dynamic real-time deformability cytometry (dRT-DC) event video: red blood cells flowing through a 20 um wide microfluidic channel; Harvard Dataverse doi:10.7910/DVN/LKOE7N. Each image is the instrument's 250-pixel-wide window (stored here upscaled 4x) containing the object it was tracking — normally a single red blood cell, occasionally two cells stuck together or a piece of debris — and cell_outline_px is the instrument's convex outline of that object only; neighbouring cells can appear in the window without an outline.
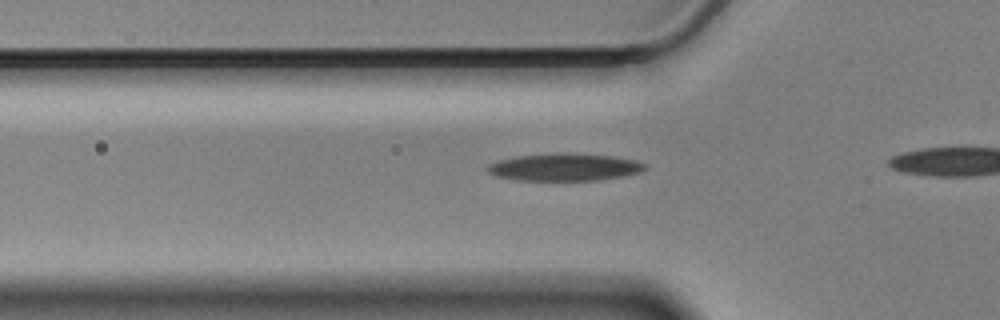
{"species": "Egyptian fruit bat (a non-hibernating species)", "species_latin": "Rousettus aegyptiacus", "temperature_condition": "cold", "stored_images_in_passage": 33, "camera_frame_rate_fps": 3000, "um_per_image_px": 0.085, "animal": {"sex": "male"}, "frame": {"image": 1, "passage_image": 6, "time_ms": 1.667, "image_size_px": [1000, 320], "cell_outline_px": [[648, 168], [640, 172], [624, 176], [596, 180], [520, 180], [496, 176], [488, 172], [488, 164], [500, 160], [516, 156], [612, 156], [636, 160], [648, 164]], "centroid_in_image_um": [48.05, 14.26], "position_along_channel_um": 77.8, "area_um2": 23.76}}
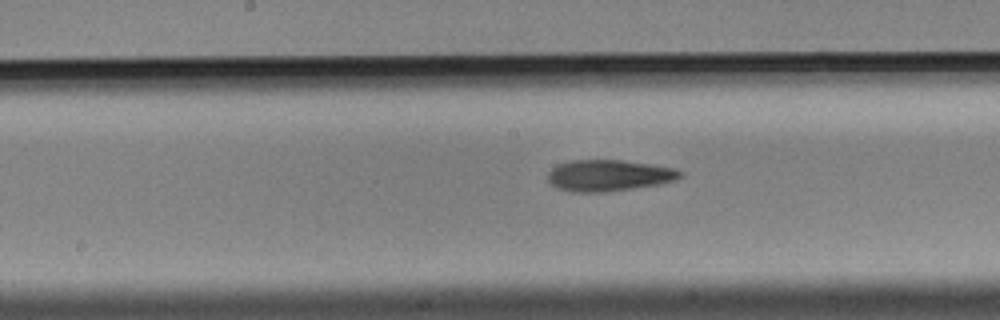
{"frame": {"image": 2, "passage_image": 16, "time_ms": 5.0, "image_size_px": [1000, 320], "cell_outline_px": [[684, 176], [676, 180], [656, 184], [632, 188], [604, 192], [572, 192], [556, 188], [548, 180], [548, 172], [552, 168], [560, 164], [572, 160], [620, 160], [676, 168], [684, 172]], "centroid_in_image_um": [51.76, 14.91], "position_along_channel_um": 196.4, "area_um2": 24.04}}
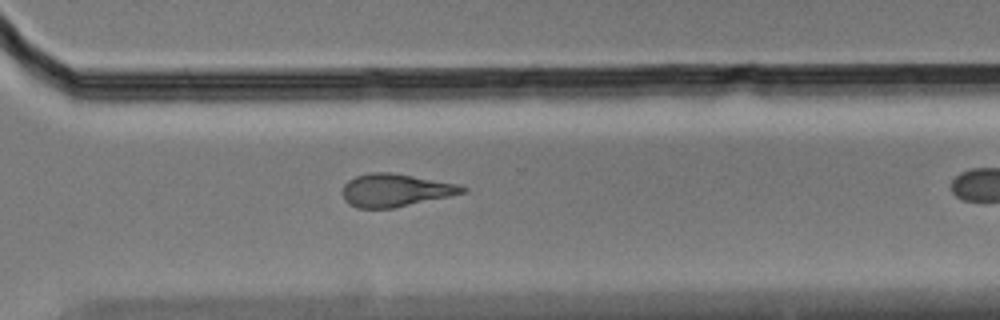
{"frame": {"image": 3, "passage_image": 28, "time_ms": 9.0, "image_size_px": [1000, 320], "cell_outline_px": [[468, 188], [464, 192], [448, 196], [392, 208], [356, 208], [348, 204], [344, 200], [344, 184], [348, 180], [356, 176], [368, 172], [388, 172], [460, 184]], "centroid_in_image_um": [33.58, 16.16], "position_along_channel_um": 337.0, "area_um2": 22.66}}